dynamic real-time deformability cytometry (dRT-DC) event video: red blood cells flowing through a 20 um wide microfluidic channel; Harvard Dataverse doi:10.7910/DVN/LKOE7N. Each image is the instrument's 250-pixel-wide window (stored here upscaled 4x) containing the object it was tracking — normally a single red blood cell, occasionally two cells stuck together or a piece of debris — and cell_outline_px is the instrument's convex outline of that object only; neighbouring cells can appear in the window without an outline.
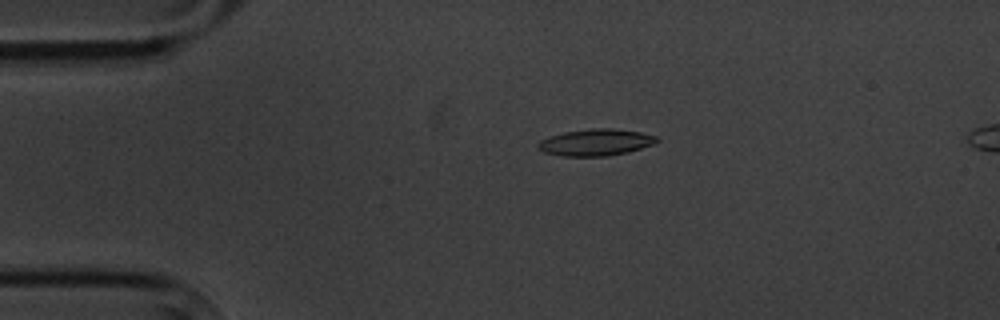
{"species": "common noctule bat (a hibernating species)", "species_latin": "Nyctalus noctula", "temperature_condition": "cold", "stored_images_in_passage": 11, "camera_frame_rate_fps": 3000, "um_per_image_px": 0.085, "animal": {"sex": "male", "body_mass_g": 20.1, "forearm_length_mm": 53.5}, "frame": {"image": 1, "passage_image": 3, "time_ms": 3.333, "image_size_px": [1000, 320], "cell_outline_px": [[660, 140], [652, 144], [628, 152], [604, 156], [560, 156], [544, 152], [536, 148], [536, 144], [540, 140], [548, 136], [564, 132], [592, 128], [612, 128], [640, 132], [656, 136]], "centroid_in_image_um": [50.58, 12.1], "position_along_channel_um": 34.4, "area_um2": 18.5}}
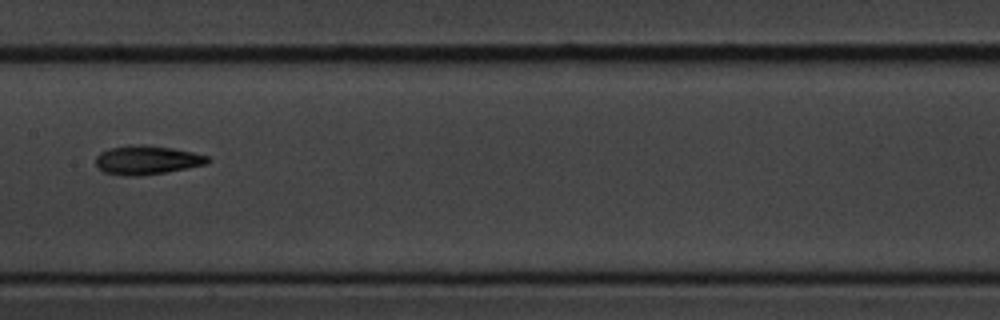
{"frame": {"image": 2, "passage_image": 8, "time_ms": 9.0, "image_size_px": [1000, 320], "cell_outline_px": [[212, 160], [208, 164], [164, 172], [136, 176], [124, 176], [104, 172], [96, 164], [96, 156], [100, 152], [108, 148], [140, 144], [172, 148], [192, 152], [208, 156]], "centroid_in_image_um": [12.5, 13.6], "position_along_channel_um": 194.9, "area_um2": 18.73}}
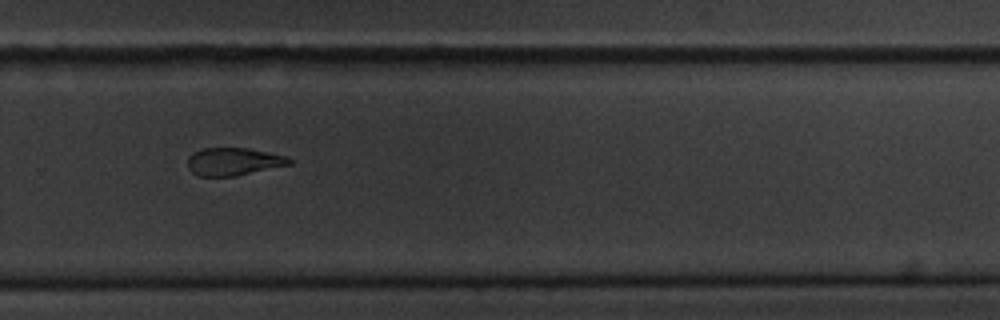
{"frame": {"image": 3, "passage_image": 11, "time_ms": 12.333, "image_size_px": [1000, 320], "cell_outline_px": [[292, 164], [236, 176], [200, 176], [192, 172], [188, 168], [188, 156], [192, 152], [204, 148], [248, 148], [284, 156], [292, 160]], "centroid_in_image_um": [19.82, 13.74], "position_along_channel_um": 310.0, "area_um2": 16.36}}